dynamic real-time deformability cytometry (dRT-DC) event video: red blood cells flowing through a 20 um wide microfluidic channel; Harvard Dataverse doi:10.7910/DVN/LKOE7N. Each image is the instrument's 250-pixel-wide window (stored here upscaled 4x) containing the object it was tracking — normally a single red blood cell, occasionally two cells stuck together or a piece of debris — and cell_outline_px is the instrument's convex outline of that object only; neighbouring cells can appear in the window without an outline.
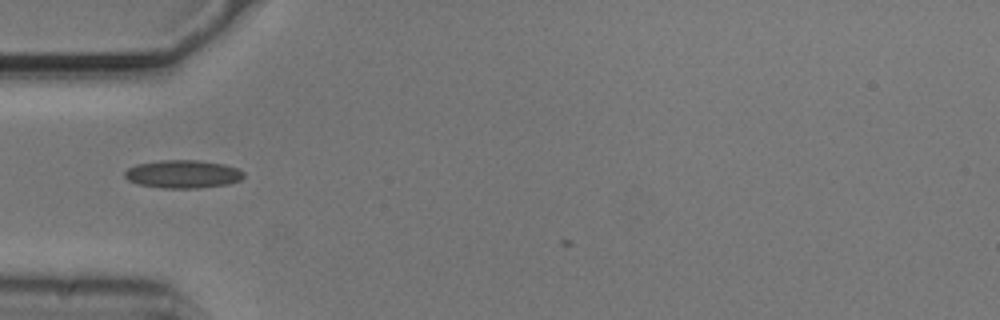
{"species": "common noctule bat (a hibernating species)", "species_latin": "Nyctalus noctula", "temperature_condition": "cold", "stored_images_in_passage": 3, "camera_frame_rate_fps": 3000, "um_per_image_px": 0.085, "animal": {"sex": "male", "body_mass_g": 20.5, "forearm_length_mm": 52.5}, "frame": {"image": 1, "passage_image": 1, "time_ms": 0.0, "image_size_px": [1000, 320], "cell_outline_px": [[244, 176], [240, 180], [228, 184], [196, 188], [160, 188], [136, 184], [128, 180], [124, 176], [124, 172], [128, 168], [136, 164], [160, 160], [196, 160], [224, 164], [236, 168], [244, 172]], "centroid_in_image_um": [15.51, 14.8], "position_along_channel_um": 69.5, "area_um2": 19.54}}